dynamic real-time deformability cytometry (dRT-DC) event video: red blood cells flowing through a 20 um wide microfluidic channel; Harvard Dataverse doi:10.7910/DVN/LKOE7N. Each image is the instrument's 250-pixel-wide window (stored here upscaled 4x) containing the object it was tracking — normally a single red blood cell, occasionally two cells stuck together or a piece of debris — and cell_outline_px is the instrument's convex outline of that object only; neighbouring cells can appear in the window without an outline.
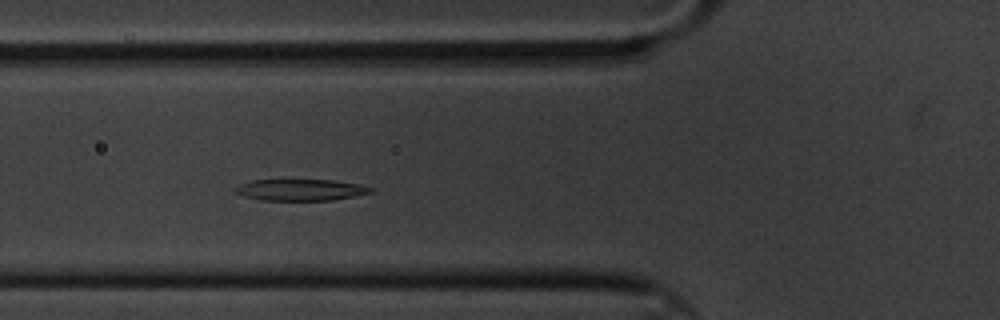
{"species": "common noctule bat (a hibernating species)", "species_latin": "Nyctalus noctula", "temperature_condition": "cold", "stored_images_in_passage": 4, "camera_frame_rate_fps": 3000, "um_per_image_px": 0.085, "animal": {"sex": "male", "body_mass_g": 20.1, "forearm_length_mm": 53.5}, "frame": {"image": 1, "passage_image": 4, "time_ms": 1.0, "image_size_px": [1000, 320], "cell_outline_px": [[376, 192], [356, 196], [332, 200], [260, 200], [244, 196], [236, 192], [232, 188], [240, 184], [252, 180], [332, 180], [360, 184], [376, 188]], "centroid_in_image_um": [25.62, 16.14], "position_along_channel_um": 100.2, "area_um2": 17.11}}